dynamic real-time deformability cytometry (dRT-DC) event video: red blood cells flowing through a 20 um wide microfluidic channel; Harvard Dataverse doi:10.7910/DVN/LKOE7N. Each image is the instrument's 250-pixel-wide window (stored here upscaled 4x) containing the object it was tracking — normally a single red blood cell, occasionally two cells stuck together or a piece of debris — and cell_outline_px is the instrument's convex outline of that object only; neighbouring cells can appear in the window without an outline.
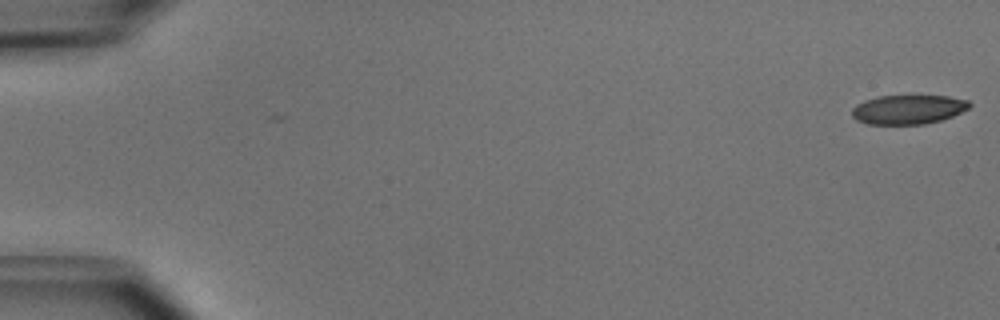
{"species": "common noctule bat (a hibernating species)", "species_latin": "Nyctalus noctula", "temperature_condition": "cold", "stored_images_in_passage": 51, "camera_frame_rate_fps": 3000, "um_per_image_px": 0.085, "animal": {"sex": "male", "body_mass_g": 15.6}, "frame": {"image": 1, "passage_image": 1, "time_ms": 0.0, "image_size_px": [1000, 320], "cell_outline_px": [[972, 104], [968, 108], [952, 116], [940, 120], [924, 124], [868, 124], [856, 120], [852, 116], [852, 108], [856, 104], [864, 100], [876, 96], [948, 96], [968, 100]], "centroid_in_image_um": [77.16, 9.3], "position_along_channel_um": 7.8, "area_um2": 20.0}}
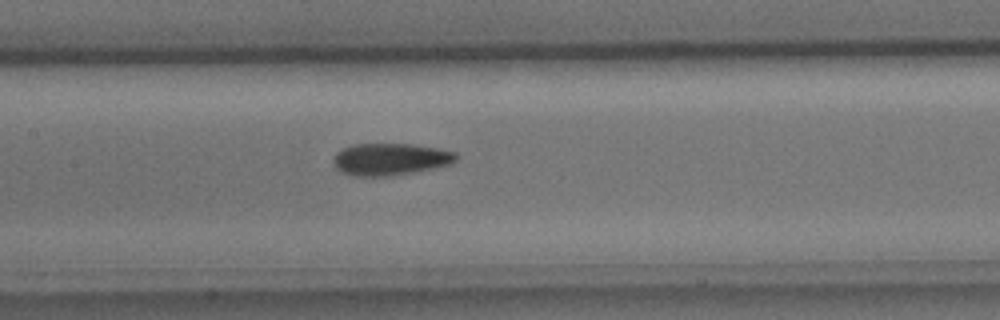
{"frame": {"image": 2, "passage_image": 25, "time_ms": 8.0, "image_size_px": [1000, 320], "cell_outline_px": [[456, 160], [452, 164], [392, 176], [352, 176], [340, 172], [332, 164], [332, 160], [336, 152], [352, 144], [412, 144], [436, 148], [456, 152]], "centroid_in_image_um": [33.12, 13.54], "position_along_channel_um": 174.3, "area_um2": 23.0}}
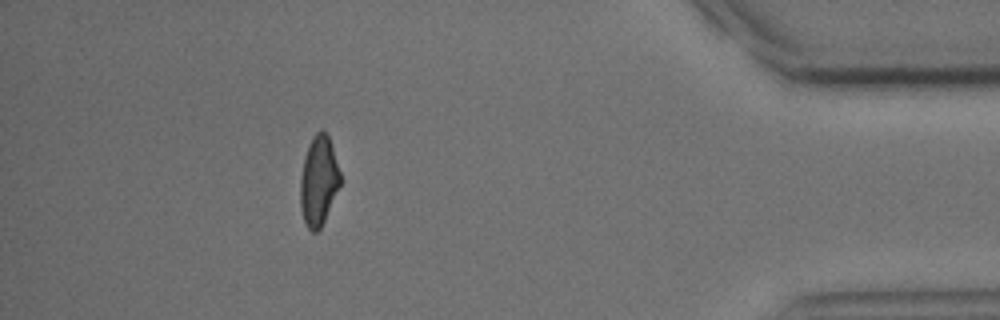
{"frame": {"image": 3, "passage_image": 46, "time_ms": 15.0, "image_size_px": [1000, 320], "cell_outline_px": [[340, 184], [324, 220], [320, 228], [316, 232], [312, 232], [308, 228], [304, 220], [300, 208], [300, 180], [304, 156], [308, 144], [312, 136], [320, 128], [328, 136], [340, 172]], "centroid_in_image_um": [27.05, 15.35], "position_along_channel_um": 408.1, "area_um2": 20.63}, "authors_computed_cell_mechanics": {"area_um2": 21.964, "velocity_mm_per_s": 3.9881, "shape_relaxation_time_tau1_ms": 3.6927, "shape_relaxation_time_tau2_ms": 3.5913, "deformation_change_tau1": 0.1247, "deformation_change_tau2": 0.1088}}